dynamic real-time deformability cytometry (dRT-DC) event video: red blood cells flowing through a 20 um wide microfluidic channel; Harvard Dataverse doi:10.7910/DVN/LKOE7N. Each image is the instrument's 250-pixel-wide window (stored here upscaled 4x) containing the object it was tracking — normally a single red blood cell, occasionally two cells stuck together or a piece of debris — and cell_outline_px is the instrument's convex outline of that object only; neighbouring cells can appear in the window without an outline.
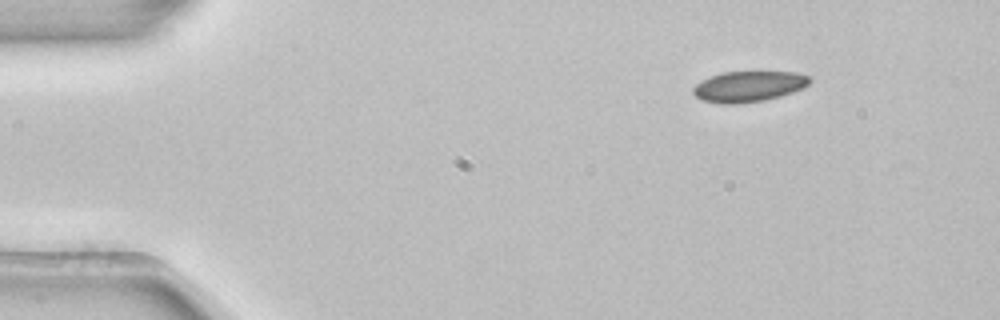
{"species": "common noctule bat (a hibernating species)", "species_latin": "Nyctalus noctula", "temperature_condition": "room temperature", "stored_images_in_passage": 3, "camera_frame_rate_fps": 3000, "um_per_image_px": 0.085, "animal": {"sex": "female", "body_mass_g": 22.7, "forearm_length_mm": 54.2}, "frame": {"image": 1, "passage_image": 1, "time_ms": 0.0, "image_size_px": [1000, 320], "cell_outline_px": [[812, 80], [804, 88], [780, 96], [764, 100], [736, 104], [720, 104], [700, 100], [692, 92], [692, 88], [696, 84], [712, 76], [724, 72], [796, 72], [808, 76]], "centroid_in_image_um": [63.63, 7.36], "position_along_channel_um": 21.4, "area_um2": 20.81}}